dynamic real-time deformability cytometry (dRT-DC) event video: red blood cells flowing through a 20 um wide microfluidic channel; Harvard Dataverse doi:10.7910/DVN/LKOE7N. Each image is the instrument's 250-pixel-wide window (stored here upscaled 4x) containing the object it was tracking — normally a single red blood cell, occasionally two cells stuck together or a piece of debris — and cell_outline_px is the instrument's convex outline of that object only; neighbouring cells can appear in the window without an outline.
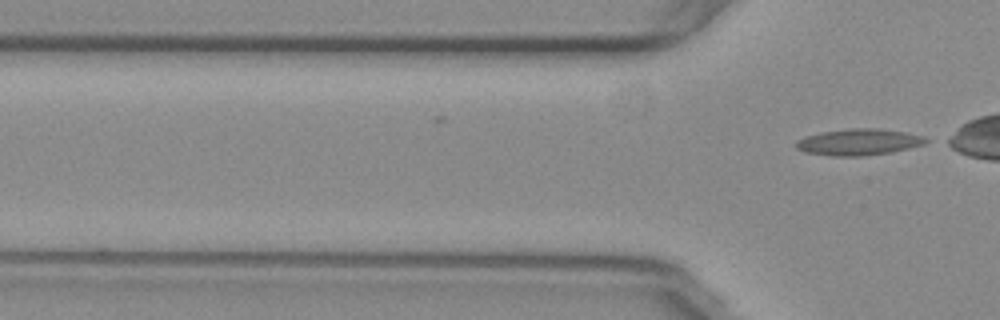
{"species": "common noctule bat (a hibernating species)", "species_latin": "Nyctalus noctula", "temperature_condition": "warm", "stored_images_in_passage": 10, "camera_frame_rate_fps": 3000, "um_per_image_px": 0.085, "animal": {"sex": "female", "body_mass_g": 29.2, "forearm_length_mm": 56.3}, "frame": {"image": 1, "passage_image": 10, "time_ms": 3.0, "image_size_px": [1000, 320], "cell_outline_px": [[932, 140], [924, 144], [892, 152], [860, 156], [832, 156], [804, 152], [796, 148], [796, 140], [804, 136], [820, 132], [852, 128], [880, 128], [904, 132], [924, 136]], "centroid_in_image_um": [72.99, 12.07], "position_along_channel_um": 52.8, "area_um2": 20.11}}